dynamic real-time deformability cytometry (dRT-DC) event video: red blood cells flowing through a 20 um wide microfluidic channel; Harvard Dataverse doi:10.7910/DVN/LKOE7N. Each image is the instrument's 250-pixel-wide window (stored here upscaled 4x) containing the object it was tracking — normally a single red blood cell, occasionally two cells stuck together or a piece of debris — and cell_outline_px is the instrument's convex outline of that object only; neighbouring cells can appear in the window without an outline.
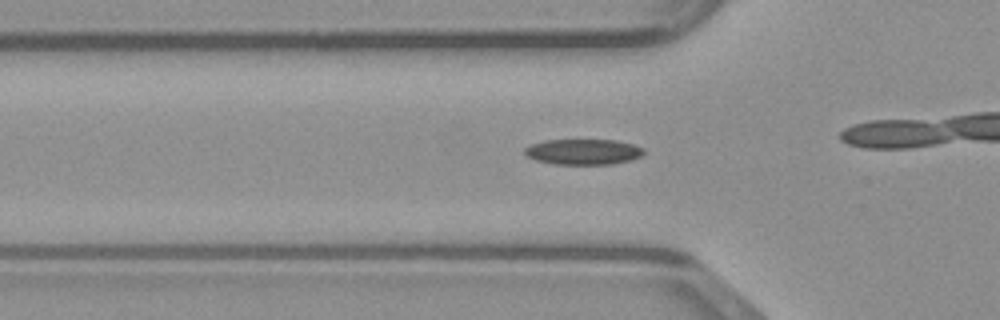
{"species": "common noctule bat (a hibernating species)", "species_latin": "Nyctalus noctula", "temperature_condition": "warm", "stored_images_in_passage": 32, "camera_frame_rate_fps": 3000, "um_per_image_px": 0.085, "animal": {"sex": "male", "body_mass_g": 23.1, "forearm_length_mm": 52.7}, "frame": {"image": 1, "passage_image": 10, "time_ms": 3.0, "image_size_px": [1000, 320], "cell_outline_px": [[644, 156], [632, 160], [612, 164], [552, 164], [536, 160], [528, 156], [524, 152], [524, 148], [532, 144], [544, 140], [616, 140], [632, 144], [644, 148]], "centroid_in_image_um": [49.61, 12.9], "position_along_channel_um": 76.2, "area_um2": 17.86}}